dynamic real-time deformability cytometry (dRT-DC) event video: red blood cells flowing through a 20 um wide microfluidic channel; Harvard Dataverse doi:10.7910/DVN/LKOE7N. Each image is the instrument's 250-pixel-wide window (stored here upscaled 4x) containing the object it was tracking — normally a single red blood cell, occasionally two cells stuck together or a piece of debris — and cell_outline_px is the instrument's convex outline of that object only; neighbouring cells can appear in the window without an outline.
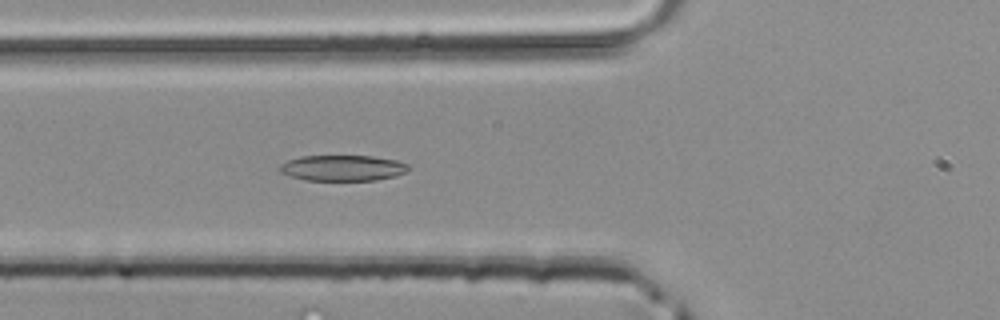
{"species": "common noctule bat (a hibernating species)", "species_latin": "Nyctalus noctula", "temperature_condition": "room temperature", "stored_images_in_passage": 35, "camera_frame_rate_fps": 3000, "um_per_image_px": 0.085, "animal": {"sex": "male", "body_mass_g": 20.4}, "frame": {"image": 1, "passage_image": 7, "time_ms": 2.0, "image_size_px": [1000, 320], "cell_outline_px": [[408, 168], [404, 172], [396, 176], [376, 180], [304, 180], [280, 172], [280, 164], [288, 160], [300, 156], [372, 156], [396, 160], [408, 164]], "centroid_in_image_um": [29.12, 14.27], "position_along_channel_um": 96.7, "area_um2": 19.19}}
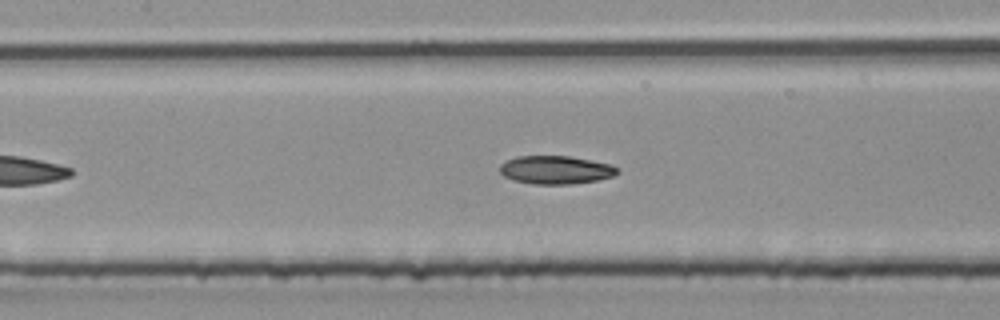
{"frame": {"image": 2, "passage_image": 11, "time_ms": 3.333, "image_size_px": [1000, 320], "cell_outline_px": [[620, 172], [612, 176], [596, 180], [572, 184], [532, 184], [512, 180], [504, 176], [500, 172], [500, 164], [504, 160], [516, 156], [568, 156], [612, 164], [620, 168]], "centroid_in_image_um": [47.22, 14.43], "position_along_channel_um": 160.2, "area_um2": 19.54}}
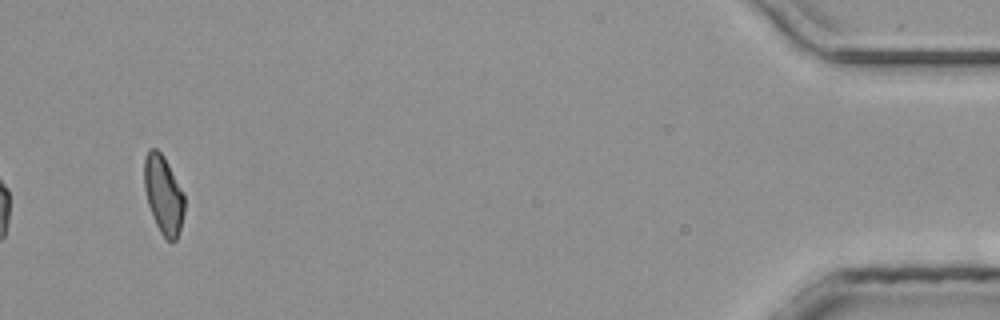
{"frame": {"image": 3, "passage_image": 33, "time_ms": 10.667, "image_size_px": [1000, 320], "cell_outline_px": [[184, 212], [180, 228], [176, 240], [172, 244], [160, 232], [152, 216], [148, 204], [144, 188], [144, 160], [148, 148], [156, 148], [164, 156], [184, 192]], "centroid_in_image_um": [13.89, 16.53], "position_along_channel_um": 421.3, "area_um2": 18.5}}